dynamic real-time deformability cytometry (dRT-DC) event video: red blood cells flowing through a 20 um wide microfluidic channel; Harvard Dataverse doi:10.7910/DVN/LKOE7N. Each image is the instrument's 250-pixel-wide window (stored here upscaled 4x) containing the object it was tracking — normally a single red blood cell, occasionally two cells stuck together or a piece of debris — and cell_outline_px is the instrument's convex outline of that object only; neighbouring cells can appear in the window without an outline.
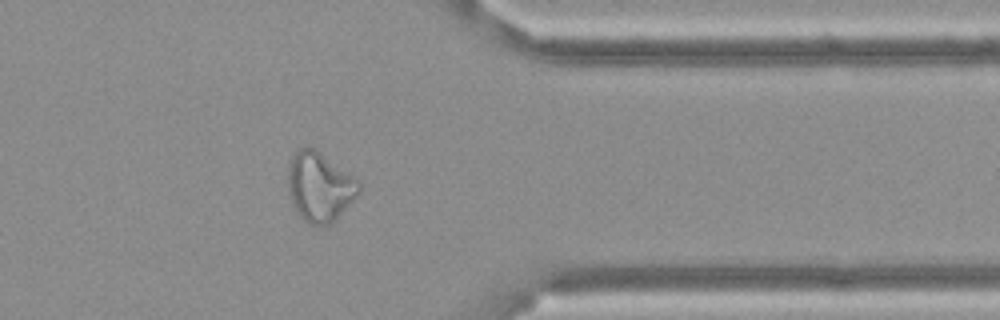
{"species": "Egyptian fruit bat (a non-hibernating species)", "species_latin": "Rousettus aegyptiacus", "temperature_condition": "cold", "stored_images_in_passage": 13, "camera_frame_rate_fps": 3000, "um_per_image_px": 0.085, "frame": {"image": 1, "passage_image": 13, "time_ms": 4.0, "image_size_px": [1000, 320], "cell_outline_px": [[360, 188], [356, 196], [336, 220], [332, 224], [324, 228], [308, 224], [300, 216], [292, 200], [288, 184], [288, 164], [292, 156], [304, 144], [316, 148], [352, 176], [360, 184]], "centroid_in_image_um": [27.16, 15.88], "position_along_channel_um": 384.2, "area_um2": 28.67}}